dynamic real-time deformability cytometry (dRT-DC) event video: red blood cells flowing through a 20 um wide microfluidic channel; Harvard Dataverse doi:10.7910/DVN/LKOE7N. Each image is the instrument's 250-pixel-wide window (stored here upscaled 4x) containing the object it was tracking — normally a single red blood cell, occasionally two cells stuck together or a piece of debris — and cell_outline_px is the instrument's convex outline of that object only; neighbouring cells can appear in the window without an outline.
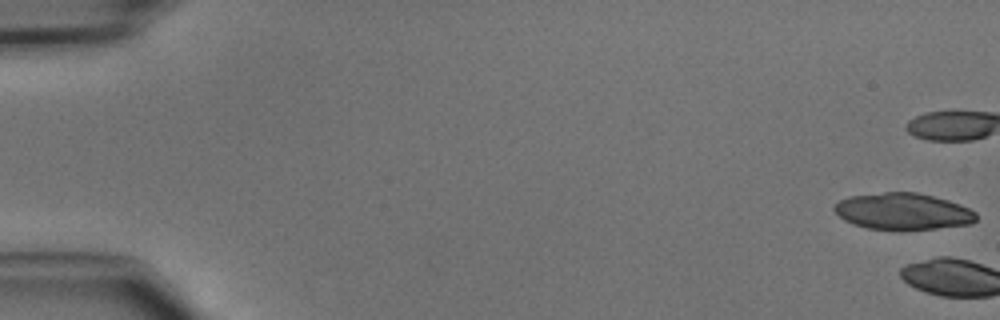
{"species": "common noctule bat (a hibernating species)", "species_latin": "Nyctalus noctula", "temperature_condition": "cold", "stored_images_in_passage": 3, "camera_frame_rate_fps": 3000, "um_per_image_px": 0.085, "animal": {"sex": "male", "body_mass_g": 15.6}, "frame": {"image": 1, "passage_image": 1, "time_ms": 0.0, "image_size_px": [1000, 320], "cell_outline_px": [[976, 220], [972, 224], [900, 232], [868, 228], [852, 224], [844, 220], [832, 208], [840, 200], [848, 196], [884, 192], [916, 192], [948, 200], [960, 204], [976, 212]], "centroid_in_image_um": [76.74, 17.99], "position_along_channel_um": 8.3, "area_um2": 30.75}}